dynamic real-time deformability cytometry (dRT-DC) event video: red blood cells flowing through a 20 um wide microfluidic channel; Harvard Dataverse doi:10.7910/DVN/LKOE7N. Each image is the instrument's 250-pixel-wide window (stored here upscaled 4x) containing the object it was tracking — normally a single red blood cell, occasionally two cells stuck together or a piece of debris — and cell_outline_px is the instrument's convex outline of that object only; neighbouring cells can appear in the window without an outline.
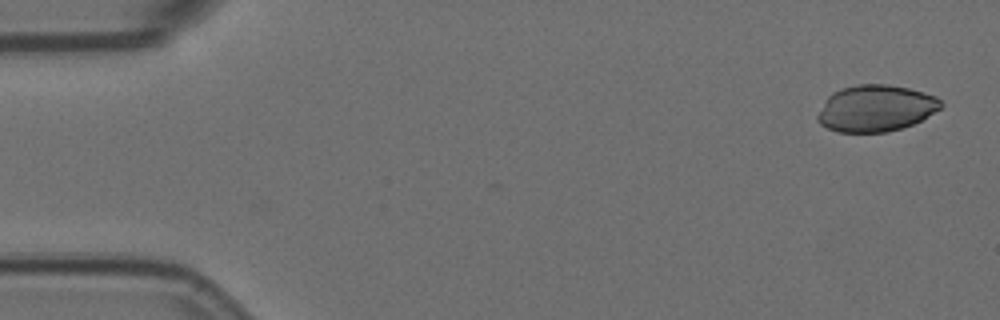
{"species": "Egyptian fruit bat (a non-hibernating species)", "species_latin": "Rousettus aegyptiacus", "temperature_condition": "room temperature", "stored_images_in_passage": 51, "camera_frame_rate_fps": 3000, "um_per_image_px": 0.085, "animal": {"sex": "female"}, "frame": {"image": 1, "passage_image": 1, "time_ms": 0.0, "image_size_px": [1000, 320], "cell_outline_px": [[944, 104], [940, 108], [920, 120], [912, 124], [888, 132], [836, 132], [820, 124], [816, 120], [816, 116], [824, 100], [832, 92], [840, 88], [856, 84], [888, 84], [908, 88], [924, 92], [936, 96]], "centroid_in_image_um": [74.39, 9.19], "position_along_channel_um": 10.6, "area_um2": 33.58}}